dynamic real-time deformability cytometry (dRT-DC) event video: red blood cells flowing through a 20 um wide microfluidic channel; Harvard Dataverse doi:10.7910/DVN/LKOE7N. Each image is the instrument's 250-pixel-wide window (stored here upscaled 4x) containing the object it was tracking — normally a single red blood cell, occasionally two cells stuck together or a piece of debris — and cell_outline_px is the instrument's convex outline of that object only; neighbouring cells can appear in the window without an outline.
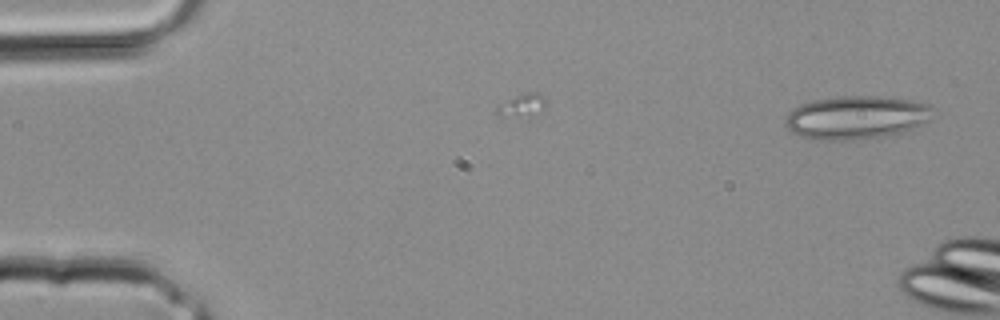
{"species": "common noctule bat (a hibernating species)", "species_latin": "Nyctalus noctula", "temperature_condition": "room temperature", "stored_images_in_passage": 4, "camera_frame_rate_fps": 3000, "um_per_image_px": 0.085, "animal": {"sex": "male", "body_mass_g": 20.4}, "frame": {"image": 1, "passage_image": 1, "time_ms": 0.0, "image_size_px": [1000, 320], "cell_outline_px": [[940, 112], [924, 124], [888, 136], [852, 140], [812, 140], [800, 136], [792, 132], [784, 124], [784, 120], [788, 112], [792, 108], [800, 104], [812, 100], [836, 96], [876, 96], [912, 100], [928, 104]], "centroid_in_image_um": [72.81, 9.98], "position_along_channel_um": 12.2, "area_um2": 38.03}}